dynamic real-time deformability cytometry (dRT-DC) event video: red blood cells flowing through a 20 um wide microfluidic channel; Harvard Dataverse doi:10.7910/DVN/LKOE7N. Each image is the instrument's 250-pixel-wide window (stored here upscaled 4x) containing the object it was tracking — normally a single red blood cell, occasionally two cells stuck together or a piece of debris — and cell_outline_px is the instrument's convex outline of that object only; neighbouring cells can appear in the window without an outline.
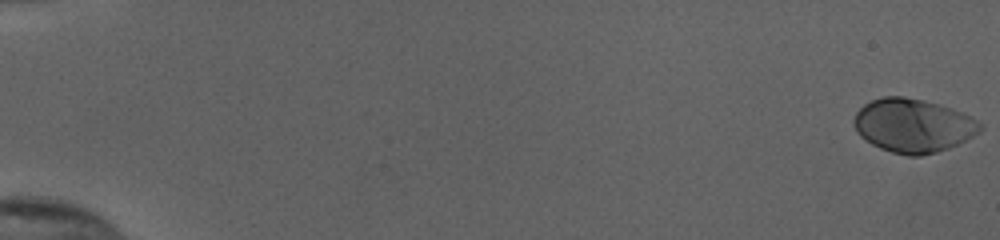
{"species": "human", "species_latin": "Homo sapiens", "temperature_condition": "cold", "stored_images_in_passage": 55, "camera_frame_rate_fps": 3000, "um_per_image_px": 0.085, "donor": {"sex": "female"}, "frame": {"image": 1, "passage_image": 1, "time_ms": 0.0, "image_size_px": [1000, 240], "cell_outline_px": [[984, 128], [980, 132], [948, 148], [936, 152], [920, 156], [908, 156], [892, 152], [880, 148], [872, 144], [860, 136], [856, 132], [852, 124], [852, 120], [856, 112], [864, 104], [872, 100], [884, 96], [904, 96], [924, 100], [952, 108], [972, 116], [984, 124]], "centroid_in_image_um": [77.61, 10.66], "position_along_channel_um": 7.4, "area_um2": 39.77}}
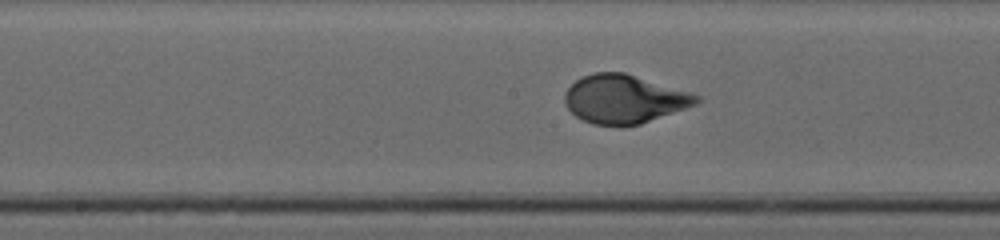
{"frame": {"image": 2, "passage_image": 31, "time_ms": 10.0, "image_size_px": [1000, 240], "cell_outline_px": [[700, 100], [696, 104], [640, 124], [592, 124], [576, 116], [564, 104], [564, 92], [576, 80], [584, 76], [596, 72], [624, 72], [688, 92], [700, 96]], "centroid_in_image_um": [53.02, 8.4], "position_along_channel_um": 195.2, "area_um2": 36.47}}
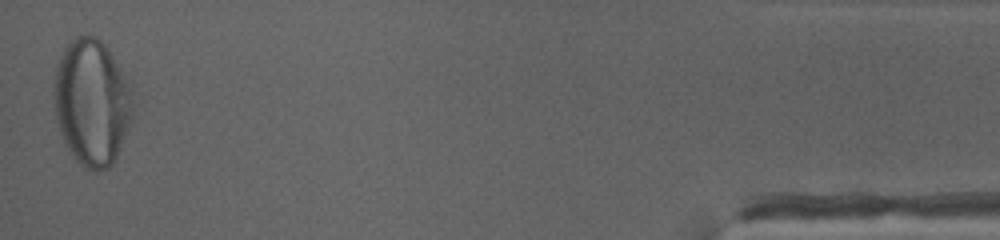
{"frame": {"image": 3, "passage_image": 55, "time_ms": 18.0, "image_size_px": [1000, 240], "cell_outline_px": [[132, 120], [116, 156], [112, 164], [108, 168], [96, 172], [80, 164], [76, 160], [68, 148], [60, 132], [56, 120], [56, 64], [68, 40], [76, 36], [96, 36], [104, 44], [132, 84]], "centroid_in_image_um": [7.83, 8.68], "position_along_channel_um": 427.4, "area_um2": 57.68}}